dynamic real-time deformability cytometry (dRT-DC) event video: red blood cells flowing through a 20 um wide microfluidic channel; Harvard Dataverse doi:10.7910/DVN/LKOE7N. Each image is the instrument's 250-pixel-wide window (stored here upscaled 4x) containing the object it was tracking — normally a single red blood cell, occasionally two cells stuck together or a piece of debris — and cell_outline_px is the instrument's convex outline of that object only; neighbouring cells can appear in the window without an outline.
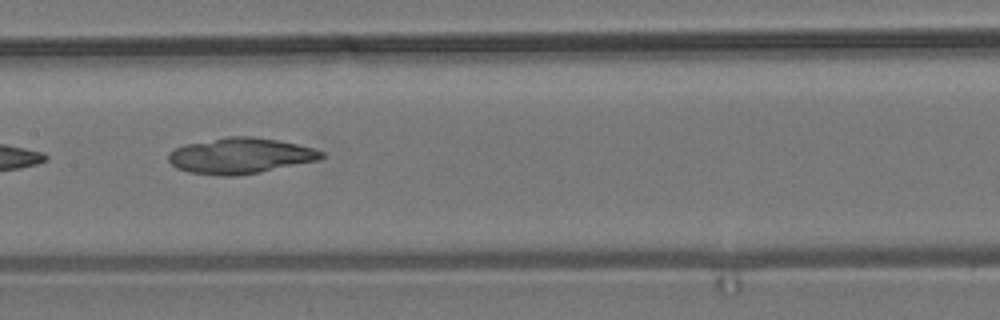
{"species": "common noctule bat (a hibernating species)", "species_latin": "Nyctalus noctula", "temperature_condition": "room temperature", "stored_images_in_passage": 14, "camera_frame_rate_fps": 3000, "um_per_image_px": 0.085, "animal": {"sex": "male", "body_mass_g": 19.2, "forearm_length_mm": 51.8}, "frame": {"image": 1, "passage_image": 7, "time_ms": 2.0, "image_size_px": [1000, 320], "cell_outline_px": [[324, 156], [320, 160], [260, 172], [236, 176], [220, 176], [188, 172], [176, 168], [168, 160], [168, 152], [184, 144], [228, 136], [252, 136], [276, 140], [296, 144], [312, 148], [324, 152]], "centroid_in_image_um": [20.4, 13.24], "position_along_channel_um": 187.0, "area_um2": 31.96}}
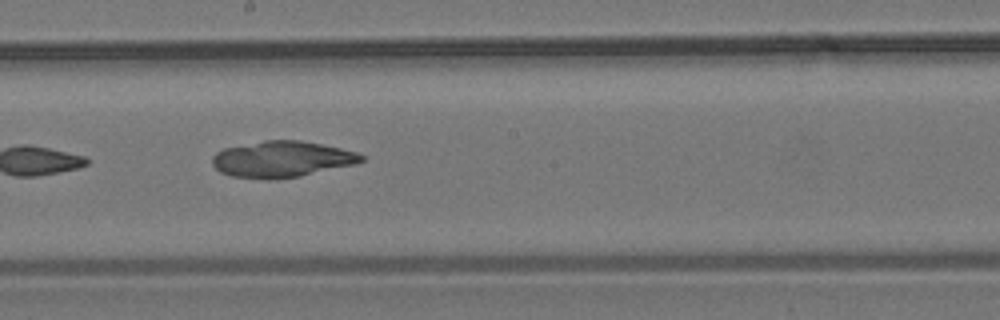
{"frame": {"image": 2, "passage_image": 8, "time_ms": 2.333, "image_size_px": [1000, 320], "cell_outline_px": [[364, 160], [356, 164], [300, 176], [276, 180], [268, 180], [232, 176], [220, 172], [212, 164], [212, 156], [216, 152], [224, 148], [264, 140], [300, 140], [340, 148], [356, 152], [364, 156]], "centroid_in_image_um": [23.94, 13.54], "position_along_channel_um": 224.3, "area_um2": 31.5}}
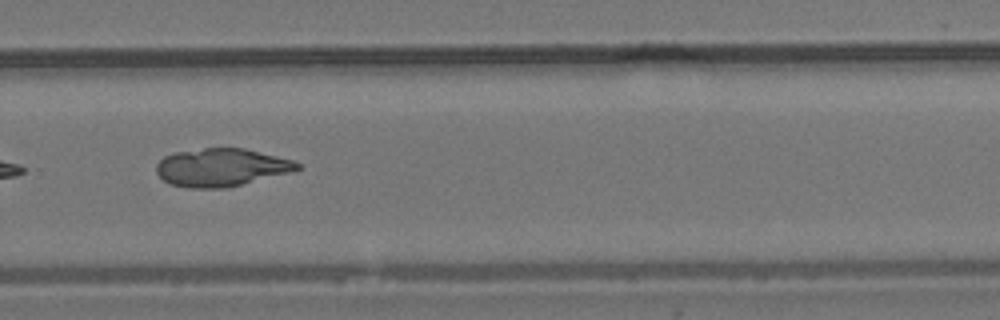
{"frame": {"image": 3, "passage_image": 10, "time_ms": 3.0, "image_size_px": [1000, 320], "cell_outline_px": [[300, 168], [292, 172], [224, 188], [188, 188], [172, 184], [164, 180], [156, 172], [156, 164], [164, 156], [176, 152], [204, 148], [244, 148], [292, 160], [300, 164]], "centroid_in_image_um": [18.79, 14.23], "position_along_channel_um": 311.0, "area_um2": 30.87}}